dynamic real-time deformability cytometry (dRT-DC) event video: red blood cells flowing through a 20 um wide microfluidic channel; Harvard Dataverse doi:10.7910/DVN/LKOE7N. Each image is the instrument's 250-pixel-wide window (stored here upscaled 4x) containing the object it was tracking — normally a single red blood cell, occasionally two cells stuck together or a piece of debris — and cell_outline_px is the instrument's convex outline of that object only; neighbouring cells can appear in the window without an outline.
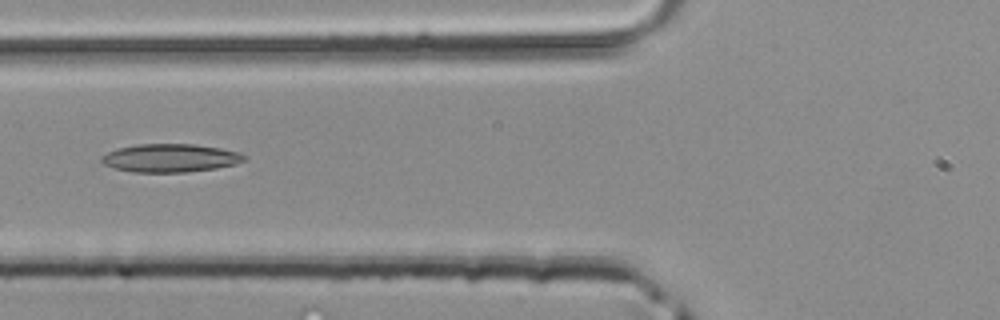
{"species": "common noctule bat (a hibernating species)", "species_latin": "Nyctalus noctula", "temperature_condition": "room temperature", "stored_images_in_passage": 44, "camera_frame_rate_fps": 3000, "um_per_image_px": 0.085, "animal": {"sex": "male", "body_mass_g": 20.4}, "frame": {"image": 1, "passage_image": 17, "time_ms": 5.333, "image_size_px": [1000, 320], "cell_outline_px": [[248, 156], [244, 160], [236, 164], [216, 168], [184, 172], [132, 172], [112, 168], [104, 164], [100, 160], [100, 156], [108, 152], [120, 148], [136, 144], [192, 144], [220, 148], [236, 152]], "centroid_in_image_um": [14.44, 13.43], "position_along_channel_um": 111.4, "area_um2": 23.41}}
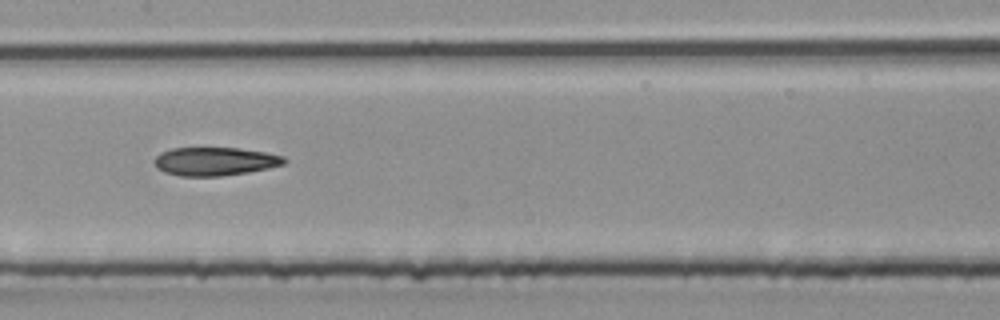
{"frame": {"image": 2, "passage_image": 22, "time_ms": 7.0, "image_size_px": [1000, 320], "cell_outline_px": [[288, 160], [284, 164], [268, 168], [248, 172], [220, 176], [180, 176], [164, 172], [156, 168], [152, 160], [160, 152], [172, 148], [240, 148], [264, 152], [284, 156]], "centroid_in_image_um": [18.24, 13.71], "position_along_channel_um": 189.2, "area_um2": 21.62}}
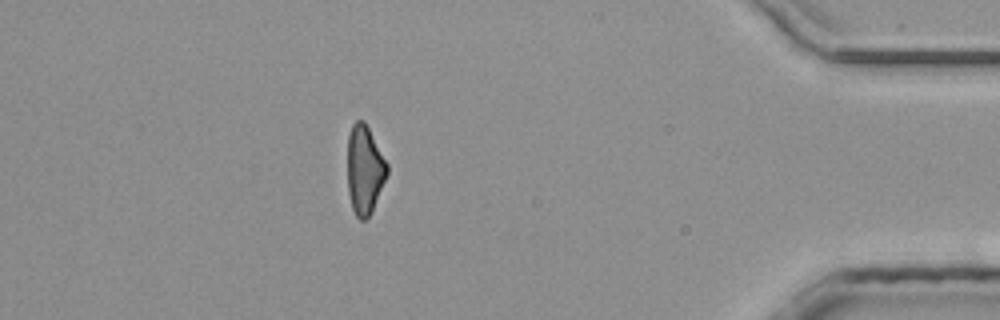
{"frame": {"image": 3, "passage_image": 39, "time_ms": 12.667, "image_size_px": [1000, 320], "cell_outline_px": [[388, 172], [372, 212], [364, 220], [360, 220], [356, 216], [352, 208], [348, 192], [348, 136], [352, 124], [356, 120], [364, 120], [388, 164]], "centroid_in_image_um": [30.99, 14.43], "position_along_channel_um": 404.2, "area_um2": 20.4}}